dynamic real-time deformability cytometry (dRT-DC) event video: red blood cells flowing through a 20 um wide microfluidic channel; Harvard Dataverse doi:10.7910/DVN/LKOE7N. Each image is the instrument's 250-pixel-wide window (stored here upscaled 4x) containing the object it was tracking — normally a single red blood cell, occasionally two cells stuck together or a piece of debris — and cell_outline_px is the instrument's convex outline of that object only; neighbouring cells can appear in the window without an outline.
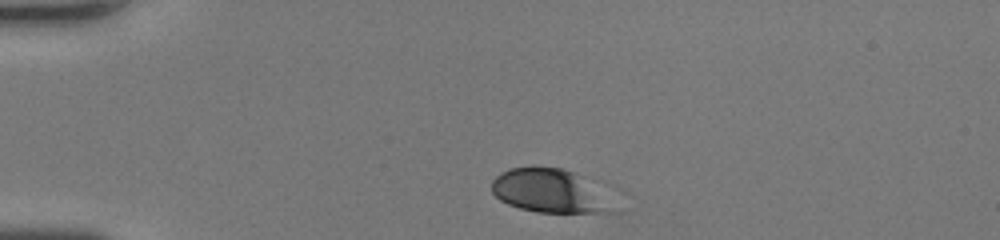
{"species": "human", "species_latin": "Homo sapiens", "temperature_condition": "room temperature", "stored_images_in_passage": 30, "camera_frame_rate_fps": 3000, "um_per_image_px": 0.085, "donor": {"sex": "female"}, "frame": {"image": 1, "passage_image": 1, "time_ms": 0.0, "image_size_px": [1000, 240], "cell_outline_px": [[620, 212], [536, 212], [520, 208], [508, 204], [500, 200], [492, 192], [492, 180], [500, 172], [508, 168], [532, 164], [560, 168], [572, 172], [580, 176]], "centroid_in_image_um": [46.59, 16.2], "position_along_channel_um": 38.4, "area_um2": 30.58}}
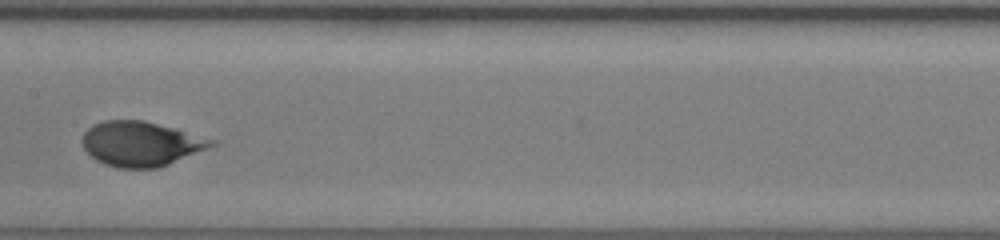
{"frame": {"image": 2, "passage_image": 16, "time_ms": 5.0, "image_size_px": [1000, 240], "cell_outline_px": [[220, 140], [216, 144], [160, 168], [120, 168], [104, 164], [96, 160], [84, 148], [80, 140], [84, 132], [88, 128], [104, 120], [144, 120]], "centroid_in_image_um": [11.99, 12.22], "position_along_channel_um": 195.4, "area_um2": 33.76}}
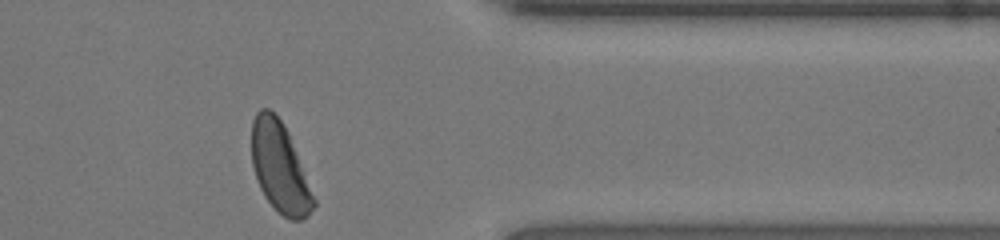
{"frame": {"image": 3, "passage_image": 30, "time_ms": 9.667, "image_size_px": [1000, 240], "cell_outline_px": [[316, 204], [308, 216], [300, 220], [288, 220], [264, 196], [260, 188], [252, 164], [252, 120], [256, 112], [260, 108], [268, 108], [280, 120], [288, 132], [316, 200]], "centroid_in_image_um": [23.78, 14.24], "position_along_channel_um": 387.6, "area_um2": 32.08}, "authors_computed_cell_mechanics": {"area_um2": 32.0501, "velocity_mm_per_s": 4.3063, "shape_relaxation_time_tau1_ms": 3.3256, "shape_relaxation_time_tau2_ms": null, "deformation_change_tau1": 0.1109, "deformation_change_tau2": null}}